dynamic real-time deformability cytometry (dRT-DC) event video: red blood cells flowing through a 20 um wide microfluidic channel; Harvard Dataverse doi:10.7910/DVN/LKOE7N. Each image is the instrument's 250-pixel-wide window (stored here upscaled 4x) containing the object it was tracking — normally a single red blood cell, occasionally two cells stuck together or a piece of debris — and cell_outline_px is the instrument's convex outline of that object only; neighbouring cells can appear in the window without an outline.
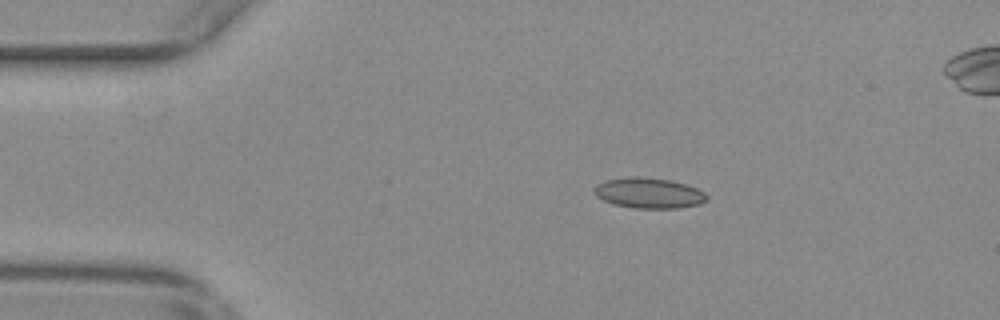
{"species": "common noctule bat (a hibernating species)", "species_latin": "Nyctalus noctula", "temperature_condition": "warm", "stored_images_in_passage": 49, "camera_frame_rate_fps": 3000, "um_per_image_px": 0.085, "animal": {"sex": "female", "body_mass_g": 29.2, "forearm_length_mm": 56.3}, "frame": {"image": 1, "passage_image": 10, "time_ms": 3.0, "image_size_px": [1000, 320], "cell_outline_px": [[708, 200], [700, 204], [680, 208], [632, 208], [612, 204], [596, 196], [592, 188], [596, 184], [604, 180], [628, 176], [636, 176], [672, 180], [696, 188], [704, 192], [708, 196]], "centroid_in_image_um": [55.12, 16.4], "position_along_channel_um": 29.9, "area_um2": 20.29}}
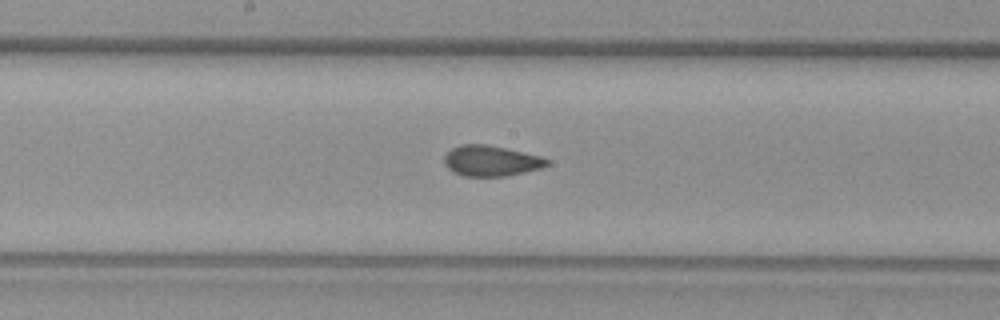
{"frame": {"image": 2, "passage_image": 28, "time_ms": 9.0, "image_size_px": [1000, 320], "cell_outline_px": [[548, 164], [540, 168], [524, 172], [504, 176], [464, 176], [448, 168], [444, 164], [444, 156], [452, 148], [460, 144], [484, 144], [504, 148], [540, 156], [548, 160]], "centroid_in_image_um": [41.7, 13.67], "position_along_channel_um": 206.5, "area_um2": 17.98}}
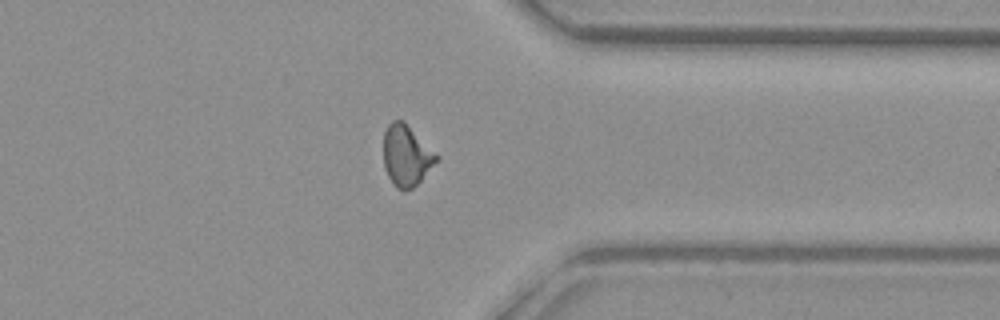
{"frame": {"image": 3, "passage_image": 42, "time_ms": 13.667, "image_size_px": [1000, 320], "cell_outline_px": [[440, 156], [420, 180], [412, 188], [404, 192], [396, 188], [392, 184], [384, 168], [384, 132], [388, 124], [392, 120], [404, 120]], "centroid_in_image_um": [34.53, 13.21], "position_along_channel_um": 376.9, "area_um2": 18.9}, "authors_computed_cell_mechanics": {"area_um2": 18.6694, "velocity_mm_per_s": 3.7999, "shape_relaxation_time_tau1_ms": null, "shape_relaxation_time_tau2_ms": 1.0552, "deformation_change_tau1": null, "deformation_change_tau2": 0.0583}}